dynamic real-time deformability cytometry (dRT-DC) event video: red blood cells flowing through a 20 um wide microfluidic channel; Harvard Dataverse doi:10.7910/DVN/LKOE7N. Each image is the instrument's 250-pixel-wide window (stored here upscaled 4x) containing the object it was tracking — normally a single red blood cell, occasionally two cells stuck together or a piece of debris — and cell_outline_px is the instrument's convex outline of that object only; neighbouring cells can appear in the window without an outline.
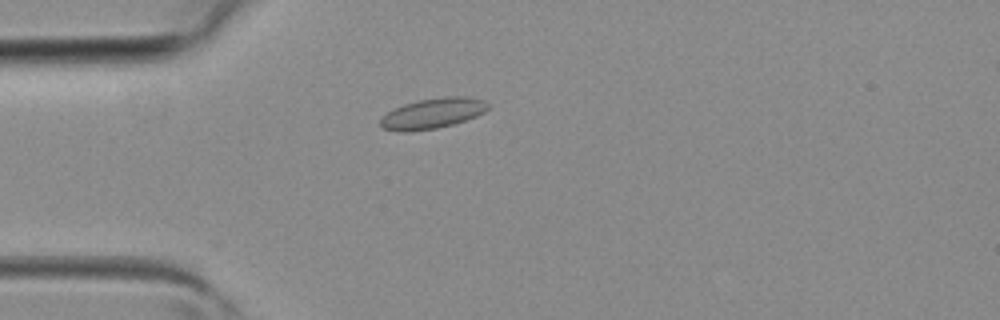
{"species": "common noctule bat (a hibernating species)", "species_latin": "Nyctalus noctula", "temperature_condition": "room temperature", "stored_images_in_passage": 2, "camera_frame_rate_fps": 3000, "um_per_image_px": 0.085, "animal": {"sex": "female", "body_mass_g": 19.3, "forearm_length_mm": 54.1}, "frame": {"image": 1, "passage_image": 2, "time_ms": 0.333, "image_size_px": [1000, 320], "cell_outline_px": [[492, 104], [484, 112], [476, 116], [452, 124], [436, 128], [412, 132], [396, 132], [384, 128], [380, 124], [380, 120], [388, 112], [404, 104], [420, 100], [444, 96], [468, 96], [484, 100]], "centroid_in_image_um": [36.81, 9.63], "position_along_channel_um": 48.2, "area_um2": 19.07}}